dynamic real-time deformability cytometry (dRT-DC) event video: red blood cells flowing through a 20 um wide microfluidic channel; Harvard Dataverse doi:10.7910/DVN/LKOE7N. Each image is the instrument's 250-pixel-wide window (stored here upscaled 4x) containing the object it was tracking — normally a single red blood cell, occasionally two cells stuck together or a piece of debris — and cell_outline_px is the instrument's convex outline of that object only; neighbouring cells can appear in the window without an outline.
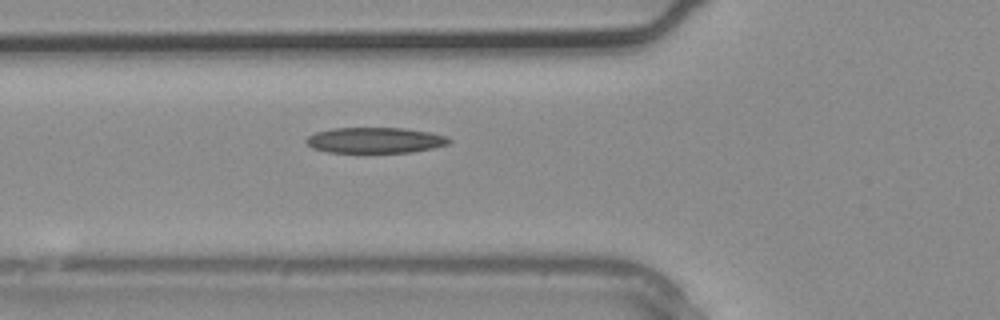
{"species": "common noctule bat (a hibernating species)", "species_latin": "Nyctalus noctula", "temperature_condition": "warm", "stored_images_in_passage": 4, "camera_frame_rate_fps": 3000, "um_per_image_px": 0.085, "animal": {"sex": "male", "body_mass_g": 20.4}, "frame": {"image": 1, "passage_image": 4, "time_ms": 1.0, "image_size_px": [1000, 320], "cell_outline_px": [[452, 140], [448, 144], [432, 148], [412, 152], [328, 152], [312, 148], [304, 140], [308, 136], [316, 132], [332, 128], [404, 128], [432, 132], [448, 136]], "centroid_in_image_um": [31.9, 11.91], "position_along_channel_um": 93.9, "area_um2": 21.44}}